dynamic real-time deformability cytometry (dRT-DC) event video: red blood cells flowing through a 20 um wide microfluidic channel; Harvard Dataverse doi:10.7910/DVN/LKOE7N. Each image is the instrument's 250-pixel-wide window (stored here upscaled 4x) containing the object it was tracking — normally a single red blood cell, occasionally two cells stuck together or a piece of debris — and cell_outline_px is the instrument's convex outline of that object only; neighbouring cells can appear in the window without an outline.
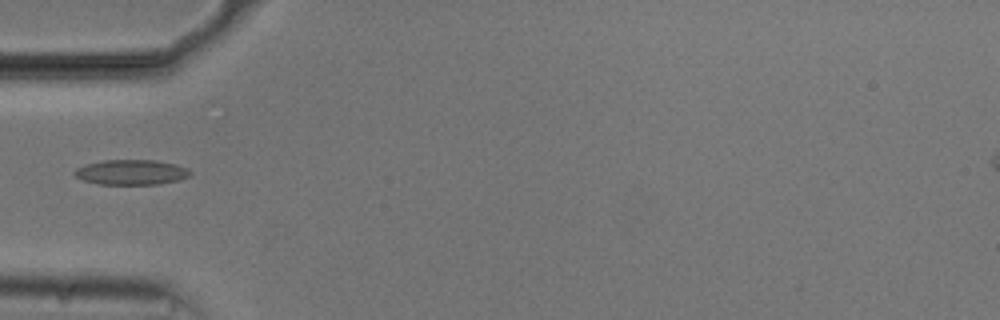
{"species": "common noctule bat (a hibernating species)", "species_latin": "Nyctalus noctula", "temperature_condition": "cold", "stored_images_in_passage": 37, "camera_frame_rate_fps": 3000, "um_per_image_px": 0.085, "animal": {"sex": "male", "body_mass_g": 20.5, "forearm_length_mm": 52.5}, "frame": {"image": 1, "passage_image": 1, "time_ms": 0.0, "image_size_px": [1000, 320], "cell_outline_px": [[192, 172], [188, 176], [176, 180], [160, 184], [96, 184], [84, 180], [76, 176], [72, 172], [76, 168], [84, 164], [104, 160], [156, 160], [176, 164], [188, 168]], "centroid_in_image_um": [11.14, 14.63], "position_along_channel_um": 73.9, "area_um2": 16.94}}
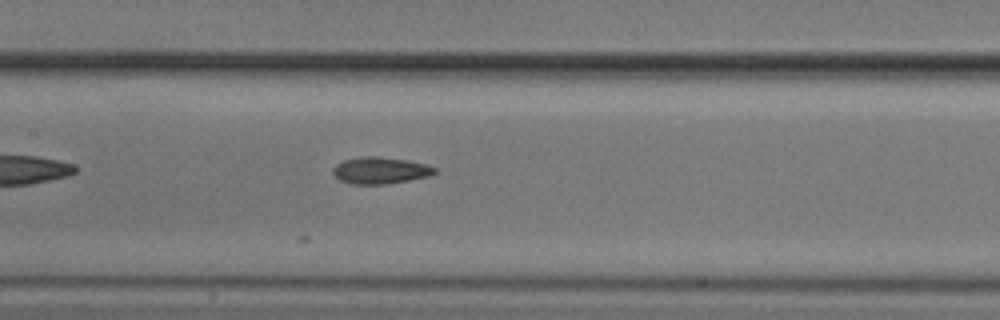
{"frame": {"image": 2, "passage_image": 9, "time_ms": 2.667, "image_size_px": [1000, 320], "cell_outline_px": [[436, 172], [428, 176], [408, 180], [384, 184], [352, 184], [340, 180], [332, 172], [332, 168], [336, 164], [344, 160], [360, 156], [376, 156], [408, 160], [428, 164], [436, 168]], "centroid_in_image_um": [32.31, 14.47], "position_along_channel_um": 175.1, "area_um2": 15.84}}
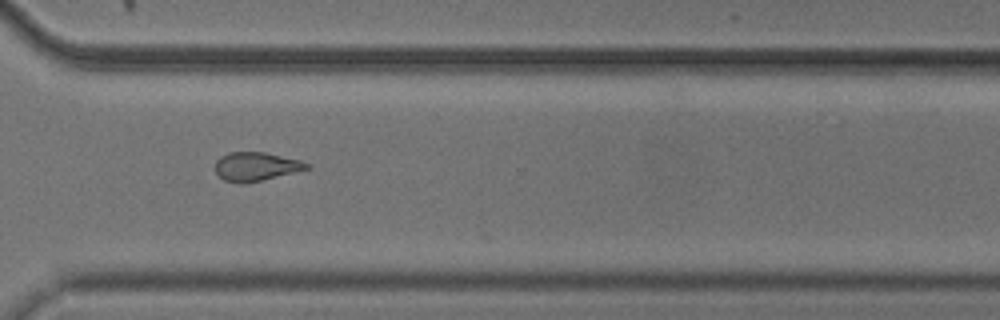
{"frame": {"image": 3, "passage_image": 23, "time_ms": 7.333, "image_size_px": [1000, 320], "cell_outline_px": [[312, 168], [244, 184], [240, 184], [224, 180], [216, 172], [216, 160], [220, 156], [228, 152], [264, 152], [300, 160], [312, 164]], "centroid_in_image_um": [21.78, 14.15], "position_along_channel_um": 348.8, "area_um2": 15.37}}